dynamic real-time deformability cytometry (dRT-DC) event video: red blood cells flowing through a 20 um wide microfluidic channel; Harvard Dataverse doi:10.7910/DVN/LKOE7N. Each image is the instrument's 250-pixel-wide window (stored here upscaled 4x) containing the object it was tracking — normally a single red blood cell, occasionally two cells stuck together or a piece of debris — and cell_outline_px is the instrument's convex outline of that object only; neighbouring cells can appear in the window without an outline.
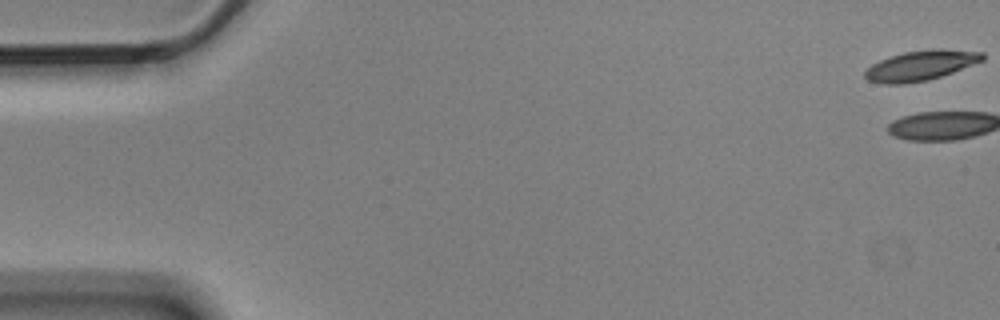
{"species": "Egyptian fruit bat (a non-hibernating species)", "species_latin": "Rousettus aegyptiacus", "temperature_condition": "cold", "stored_images_in_passage": 6, "camera_frame_rate_fps": 3000, "um_per_image_px": 0.085, "animal": {"sex": "male"}, "frame": {"image": 1, "passage_image": 1, "time_ms": 0.0, "image_size_px": [1000, 320], "cell_outline_px": [[984, 60], [952, 72], [928, 80], [900, 84], [884, 84], [868, 80], [864, 76], [864, 72], [872, 64], [880, 60], [904, 52], [932, 48], [940, 48], [984, 52]], "centroid_in_image_um": [78.27, 5.55], "position_along_channel_um": 6.7, "area_um2": 20.46}}